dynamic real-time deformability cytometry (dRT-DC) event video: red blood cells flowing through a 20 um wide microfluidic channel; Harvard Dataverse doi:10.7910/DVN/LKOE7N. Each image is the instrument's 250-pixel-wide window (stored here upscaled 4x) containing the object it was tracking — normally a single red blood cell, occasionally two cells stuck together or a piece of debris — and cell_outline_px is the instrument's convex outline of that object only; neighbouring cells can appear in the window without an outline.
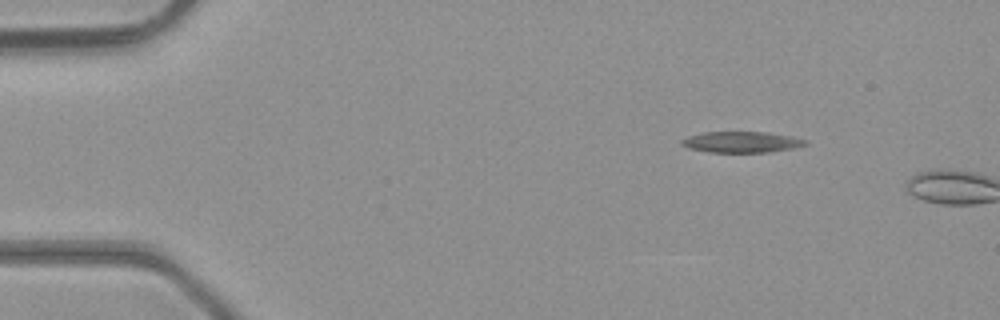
{"species": "common noctule bat (a hibernating species)", "species_latin": "Nyctalus noctula", "temperature_condition": "room temperature", "stored_images_in_passage": 9, "camera_frame_rate_fps": 3000, "um_per_image_px": 0.085, "animal": {"sex": "male", "body_mass_g": 23.1, "forearm_length_mm": 52.7}, "frame": {"image": 1, "passage_image": 9, "time_ms": 2.667, "image_size_px": [1000, 320], "cell_outline_px": [[808, 144], [792, 148], [768, 152], [708, 152], [688, 148], [680, 144], [680, 140], [688, 136], [704, 132], [768, 132], [808, 140]], "centroid_in_image_um": [62.99, 12.07], "position_along_channel_um": 22.0, "area_um2": 15.09}}